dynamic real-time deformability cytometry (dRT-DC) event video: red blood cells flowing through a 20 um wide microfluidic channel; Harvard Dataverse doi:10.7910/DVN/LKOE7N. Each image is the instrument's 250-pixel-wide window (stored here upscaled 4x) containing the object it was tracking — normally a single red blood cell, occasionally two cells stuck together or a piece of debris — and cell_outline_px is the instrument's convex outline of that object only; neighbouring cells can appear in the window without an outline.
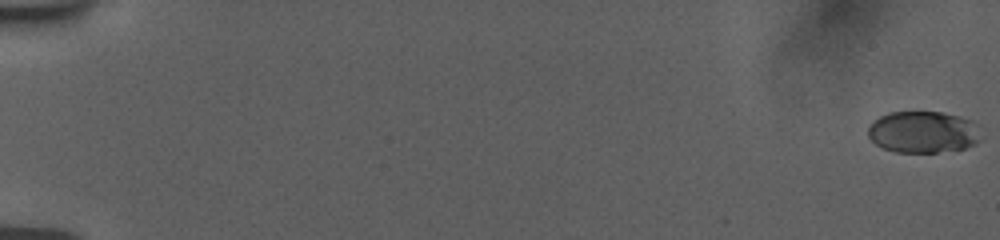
{"species": "human", "species_latin": "Homo sapiens", "temperature_condition": "room temperature", "stored_images_in_passage": 57, "camera_frame_rate_fps": 3000, "um_per_image_px": 0.085, "donor": {"sex": "female"}, "frame": {"image": 1, "passage_image": 1, "time_ms": 0.0, "image_size_px": [1000, 240], "cell_outline_px": [[980, 124], [976, 144], [964, 148], [936, 152], [896, 152], [884, 148], [876, 144], [868, 136], [868, 128], [872, 120], [888, 112], [944, 112], [960, 116], [972, 120]], "centroid_in_image_um": [78.46, 11.2], "position_along_channel_um": 6.5, "area_um2": 27.57}}
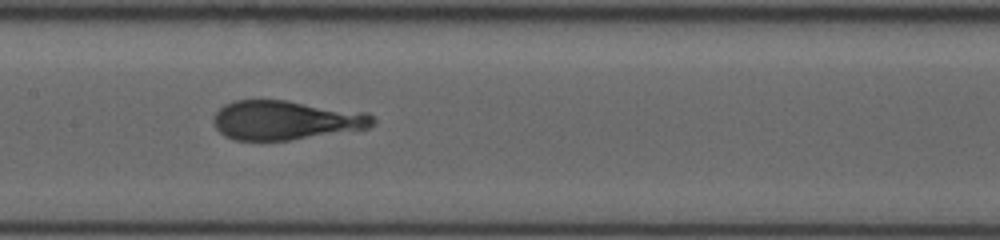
{"frame": {"image": 2, "passage_image": 31, "time_ms": 10.0, "image_size_px": [1000, 240], "cell_outline_px": [[376, 124], [368, 128], [288, 140], [236, 140], [224, 136], [216, 128], [212, 120], [212, 116], [224, 104], [232, 100], [288, 100], [368, 112], [376, 120]], "centroid_in_image_um": [24.28, 10.2], "position_along_channel_um": 183.1, "area_um2": 36.65}}
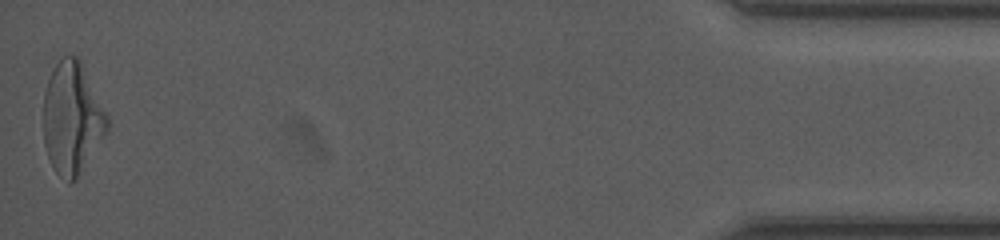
{"frame": {"image": 3, "passage_image": 57, "time_ms": 18.667, "image_size_px": [1000, 240], "cell_outline_px": [[108, 128], [76, 176], [68, 184], [56, 172], [48, 156], [44, 144], [44, 92], [48, 80], [56, 64], [64, 56], [80, 56], [108, 116]], "centroid_in_image_um": [6.11, 9.97], "position_along_channel_um": 429.1, "area_um2": 40.81}}